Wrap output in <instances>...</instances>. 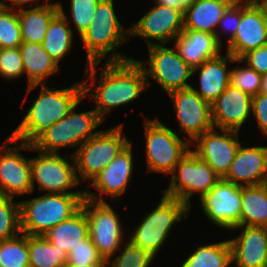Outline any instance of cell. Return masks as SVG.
Here are the masks:
<instances>
[{
    "label": "cell",
    "mask_w": 267,
    "mask_h": 267,
    "mask_svg": "<svg viewBox=\"0 0 267 267\" xmlns=\"http://www.w3.org/2000/svg\"><path fill=\"white\" fill-rule=\"evenodd\" d=\"M239 59L257 73L267 74V44L246 52Z\"/></svg>",
    "instance_id": "b9f144b4"
},
{
    "label": "cell",
    "mask_w": 267,
    "mask_h": 267,
    "mask_svg": "<svg viewBox=\"0 0 267 267\" xmlns=\"http://www.w3.org/2000/svg\"><path fill=\"white\" fill-rule=\"evenodd\" d=\"M33 151L39 153L37 157H30L33 191H35L36 183L38 190L42 192L85 194L84 190L69 191L80 184L77 180L75 160L72 154L68 153L69 157H66V155L62 156L60 152L58 154L43 153L34 148Z\"/></svg>",
    "instance_id": "8fae6325"
},
{
    "label": "cell",
    "mask_w": 267,
    "mask_h": 267,
    "mask_svg": "<svg viewBox=\"0 0 267 267\" xmlns=\"http://www.w3.org/2000/svg\"><path fill=\"white\" fill-rule=\"evenodd\" d=\"M240 226L267 227V187L242 186Z\"/></svg>",
    "instance_id": "83f0119b"
},
{
    "label": "cell",
    "mask_w": 267,
    "mask_h": 267,
    "mask_svg": "<svg viewBox=\"0 0 267 267\" xmlns=\"http://www.w3.org/2000/svg\"><path fill=\"white\" fill-rule=\"evenodd\" d=\"M179 267H230L232 253L229 240L201 244Z\"/></svg>",
    "instance_id": "4dcf8cb0"
},
{
    "label": "cell",
    "mask_w": 267,
    "mask_h": 267,
    "mask_svg": "<svg viewBox=\"0 0 267 267\" xmlns=\"http://www.w3.org/2000/svg\"><path fill=\"white\" fill-rule=\"evenodd\" d=\"M40 88L39 96L9 135L19 142L31 144L42 132L65 117L83 97L82 80L69 88L52 89L46 83L40 84Z\"/></svg>",
    "instance_id": "7a4b0ae2"
},
{
    "label": "cell",
    "mask_w": 267,
    "mask_h": 267,
    "mask_svg": "<svg viewBox=\"0 0 267 267\" xmlns=\"http://www.w3.org/2000/svg\"><path fill=\"white\" fill-rule=\"evenodd\" d=\"M263 185L267 187V163H266V172H265V176L263 179Z\"/></svg>",
    "instance_id": "c3c4849f"
},
{
    "label": "cell",
    "mask_w": 267,
    "mask_h": 267,
    "mask_svg": "<svg viewBox=\"0 0 267 267\" xmlns=\"http://www.w3.org/2000/svg\"><path fill=\"white\" fill-rule=\"evenodd\" d=\"M65 267H107V266H80V265H77V266H65Z\"/></svg>",
    "instance_id": "681fc988"
},
{
    "label": "cell",
    "mask_w": 267,
    "mask_h": 267,
    "mask_svg": "<svg viewBox=\"0 0 267 267\" xmlns=\"http://www.w3.org/2000/svg\"><path fill=\"white\" fill-rule=\"evenodd\" d=\"M22 42L17 10L0 4V48H18Z\"/></svg>",
    "instance_id": "d590c367"
},
{
    "label": "cell",
    "mask_w": 267,
    "mask_h": 267,
    "mask_svg": "<svg viewBox=\"0 0 267 267\" xmlns=\"http://www.w3.org/2000/svg\"><path fill=\"white\" fill-rule=\"evenodd\" d=\"M257 3L263 8L267 17V0H258Z\"/></svg>",
    "instance_id": "7dc6e473"
},
{
    "label": "cell",
    "mask_w": 267,
    "mask_h": 267,
    "mask_svg": "<svg viewBox=\"0 0 267 267\" xmlns=\"http://www.w3.org/2000/svg\"><path fill=\"white\" fill-rule=\"evenodd\" d=\"M63 15L58 12L50 21L45 38L42 41L44 50L57 62L72 51L74 31Z\"/></svg>",
    "instance_id": "f546056e"
},
{
    "label": "cell",
    "mask_w": 267,
    "mask_h": 267,
    "mask_svg": "<svg viewBox=\"0 0 267 267\" xmlns=\"http://www.w3.org/2000/svg\"><path fill=\"white\" fill-rule=\"evenodd\" d=\"M267 163V146H239L224 180L240 186L263 184Z\"/></svg>",
    "instance_id": "7402d4cb"
},
{
    "label": "cell",
    "mask_w": 267,
    "mask_h": 267,
    "mask_svg": "<svg viewBox=\"0 0 267 267\" xmlns=\"http://www.w3.org/2000/svg\"><path fill=\"white\" fill-rule=\"evenodd\" d=\"M24 75L20 48H0V77L15 80Z\"/></svg>",
    "instance_id": "60d3db41"
},
{
    "label": "cell",
    "mask_w": 267,
    "mask_h": 267,
    "mask_svg": "<svg viewBox=\"0 0 267 267\" xmlns=\"http://www.w3.org/2000/svg\"><path fill=\"white\" fill-rule=\"evenodd\" d=\"M129 29L130 36L142 38L147 47L156 44L167 45L184 30V9H173L155 3L137 22L132 23Z\"/></svg>",
    "instance_id": "5bb4252c"
},
{
    "label": "cell",
    "mask_w": 267,
    "mask_h": 267,
    "mask_svg": "<svg viewBox=\"0 0 267 267\" xmlns=\"http://www.w3.org/2000/svg\"><path fill=\"white\" fill-rule=\"evenodd\" d=\"M85 194L44 193L19 201L20 230L27 235H44L51 228L71 218L81 208Z\"/></svg>",
    "instance_id": "277c9868"
},
{
    "label": "cell",
    "mask_w": 267,
    "mask_h": 267,
    "mask_svg": "<svg viewBox=\"0 0 267 267\" xmlns=\"http://www.w3.org/2000/svg\"><path fill=\"white\" fill-rule=\"evenodd\" d=\"M83 99L84 97L75 103L65 117L42 132L31 143L35 150L58 154L62 148L78 149L100 131H96V128L103 124L104 120L94 109L81 113L76 112V107Z\"/></svg>",
    "instance_id": "5b68a950"
},
{
    "label": "cell",
    "mask_w": 267,
    "mask_h": 267,
    "mask_svg": "<svg viewBox=\"0 0 267 267\" xmlns=\"http://www.w3.org/2000/svg\"><path fill=\"white\" fill-rule=\"evenodd\" d=\"M29 267H65L68 253L51 244L44 235H28Z\"/></svg>",
    "instance_id": "1f68e13d"
},
{
    "label": "cell",
    "mask_w": 267,
    "mask_h": 267,
    "mask_svg": "<svg viewBox=\"0 0 267 267\" xmlns=\"http://www.w3.org/2000/svg\"><path fill=\"white\" fill-rule=\"evenodd\" d=\"M235 0H195L184 10V29L216 33L218 23Z\"/></svg>",
    "instance_id": "484cf974"
},
{
    "label": "cell",
    "mask_w": 267,
    "mask_h": 267,
    "mask_svg": "<svg viewBox=\"0 0 267 267\" xmlns=\"http://www.w3.org/2000/svg\"><path fill=\"white\" fill-rule=\"evenodd\" d=\"M100 1L101 0H70V17L64 12L61 2L58 4V9L69 24L72 22L75 28L74 30L77 31L80 38L90 26Z\"/></svg>",
    "instance_id": "836d02e7"
},
{
    "label": "cell",
    "mask_w": 267,
    "mask_h": 267,
    "mask_svg": "<svg viewBox=\"0 0 267 267\" xmlns=\"http://www.w3.org/2000/svg\"><path fill=\"white\" fill-rule=\"evenodd\" d=\"M59 12L58 6L17 10L23 42L42 43L51 19Z\"/></svg>",
    "instance_id": "f1b7e54d"
},
{
    "label": "cell",
    "mask_w": 267,
    "mask_h": 267,
    "mask_svg": "<svg viewBox=\"0 0 267 267\" xmlns=\"http://www.w3.org/2000/svg\"><path fill=\"white\" fill-rule=\"evenodd\" d=\"M23 62L24 74L28 79L27 95L38 87L45 84L46 78L58 72L60 65L44 50L42 44L34 42H22L19 46Z\"/></svg>",
    "instance_id": "d4e9b609"
},
{
    "label": "cell",
    "mask_w": 267,
    "mask_h": 267,
    "mask_svg": "<svg viewBox=\"0 0 267 267\" xmlns=\"http://www.w3.org/2000/svg\"><path fill=\"white\" fill-rule=\"evenodd\" d=\"M195 0H154V3L171 7L173 9H186L192 5Z\"/></svg>",
    "instance_id": "f6af8a7d"
},
{
    "label": "cell",
    "mask_w": 267,
    "mask_h": 267,
    "mask_svg": "<svg viewBox=\"0 0 267 267\" xmlns=\"http://www.w3.org/2000/svg\"><path fill=\"white\" fill-rule=\"evenodd\" d=\"M107 266L106 261L99 254L90 237L81 240L68 253L66 266Z\"/></svg>",
    "instance_id": "f35d334b"
},
{
    "label": "cell",
    "mask_w": 267,
    "mask_h": 267,
    "mask_svg": "<svg viewBox=\"0 0 267 267\" xmlns=\"http://www.w3.org/2000/svg\"><path fill=\"white\" fill-rule=\"evenodd\" d=\"M259 93L267 95V74L262 76L261 89Z\"/></svg>",
    "instance_id": "bcb514c9"
},
{
    "label": "cell",
    "mask_w": 267,
    "mask_h": 267,
    "mask_svg": "<svg viewBox=\"0 0 267 267\" xmlns=\"http://www.w3.org/2000/svg\"><path fill=\"white\" fill-rule=\"evenodd\" d=\"M123 128L120 123L106 130L100 129L72 153L79 183H90L130 143L123 135Z\"/></svg>",
    "instance_id": "52a82bcc"
},
{
    "label": "cell",
    "mask_w": 267,
    "mask_h": 267,
    "mask_svg": "<svg viewBox=\"0 0 267 267\" xmlns=\"http://www.w3.org/2000/svg\"><path fill=\"white\" fill-rule=\"evenodd\" d=\"M0 196V241L17 236L20 230V203Z\"/></svg>",
    "instance_id": "e575fe53"
},
{
    "label": "cell",
    "mask_w": 267,
    "mask_h": 267,
    "mask_svg": "<svg viewBox=\"0 0 267 267\" xmlns=\"http://www.w3.org/2000/svg\"><path fill=\"white\" fill-rule=\"evenodd\" d=\"M170 176L169 186L162 190V194L178 199L190 209L193 194H199L200 199L221 179L209 164L191 149L179 161Z\"/></svg>",
    "instance_id": "9c48e42d"
},
{
    "label": "cell",
    "mask_w": 267,
    "mask_h": 267,
    "mask_svg": "<svg viewBox=\"0 0 267 267\" xmlns=\"http://www.w3.org/2000/svg\"><path fill=\"white\" fill-rule=\"evenodd\" d=\"M234 63H238L236 67L230 71V85L249 94L250 96L258 95L261 89L262 76L255 70L247 66L240 59L234 58Z\"/></svg>",
    "instance_id": "8d00e7d4"
},
{
    "label": "cell",
    "mask_w": 267,
    "mask_h": 267,
    "mask_svg": "<svg viewBox=\"0 0 267 267\" xmlns=\"http://www.w3.org/2000/svg\"><path fill=\"white\" fill-rule=\"evenodd\" d=\"M12 145L9 147V145ZM3 148V149H2ZM33 151L30 143L8 136L0 146V196L14 198L33 194L30 158L19 151Z\"/></svg>",
    "instance_id": "4fadbf2b"
},
{
    "label": "cell",
    "mask_w": 267,
    "mask_h": 267,
    "mask_svg": "<svg viewBox=\"0 0 267 267\" xmlns=\"http://www.w3.org/2000/svg\"><path fill=\"white\" fill-rule=\"evenodd\" d=\"M267 44V17L263 8L251 0H242L241 21L226 52L239 59L246 52Z\"/></svg>",
    "instance_id": "d6986e66"
},
{
    "label": "cell",
    "mask_w": 267,
    "mask_h": 267,
    "mask_svg": "<svg viewBox=\"0 0 267 267\" xmlns=\"http://www.w3.org/2000/svg\"><path fill=\"white\" fill-rule=\"evenodd\" d=\"M252 116V96L228 85L225 91L212 103L213 127L240 132Z\"/></svg>",
    "instance_id": "ffe728a7"
},
{
    "label": "cell",
    "mask_w": 267,
    "mask_h": 267,
    "mask_svg": "<svg viewBox=\"0 0 267 267\" xmlns=\"http://www.w3.org/2000/svg\"><path fill=\"white\" fill-rule=\"evenodd\" d=\"M45 238L67 253L89 236L88 219L83 208L71 218L59 223L44 234Z\"/></svg>",
    "instance_id": "4316f807"
},
{
    "label": "cell",
    "mask_w": 267,
    "mask_h": 267,
    "mask_svg": "<svg viewBox=\"0 0 267 267\" xmlns=\"http://www.w3.org/2000/svg\"><path fill=\"white\" fill-rule=\"evenodd\" d=\"M118 252H120V255H116L112 260L109 259L106 262L107 267L108 265H111V267H149L155 259L149 252L131 244L128 240Z\"/></svg>",
    "instance_id": "74e56055"
},
{
    "label": "cell",
    "mask_w": 267,
    "mask_h": 267,
    "mask_svg": "<svg viewBox=\"0 0 267 267\" xmlns=\"http://www.w3.org/2000/svg\"><path fill=\"white\" fill-rule=\"evenodd\" d=\"M133 143L130 142L95 178L89 187L95 188L100 194L84 189L85 198L95 202H106L103 195H108L112 202H119L133 176L134 158Z\"/></svg>",
    "instance_id": "ac0fdd59"
},
{
    "label": "cell",
    "mask_w": 267,
    "mask_h": 267,
    "mask_svg": "<svg viewBox=\"0 0 267 267\" xmlns=\"http://www.w3.org/2000/svg\"><path fill=\"white\" fill-rule=\"evenodd\" d=\"M223 56L221 53L219 56L208 59L201 65L193 68V73H198L199 90L191 88L207 103H212L225 91L230 84V71L227 68L228 64L234 63V57L225 52ZM198 71V72H197Z\"/></svg>",
    "instance_id": "603a6c76"
},
{
    "label": "cell",
    "mask_w": 267,
    "mask_h": 267,
    "mask_svg": "<svg viewBox=\"0 0 267 267\" xmlns=\"http://www.w3.org/2000/svg\"><path fill=\"white\" fill-rule=\"evenodd\" d=\"M0 267H29L27 234L20 232L13 238L1 241Z\"/></svg>",
    "instance_id": "d6a6232c"
},
{
    "label": "cell",
    "mask_w": 267,
    "mask_h": 267,
    "mask_svg": "<svg viewBox=\"0 0 267 267\" xmlns=\"http://www.w3.org/2000/svg\"><path fill=\"white\" fill-rule=\"evenodd\" d=\"M199 201L203 214L213 225L226 230L240 226L242 186L221 178Z\"/></svg>",
    "instance_id": "9a60e30c"
},
{
    "label": "cell",
    "mask_w": 267,
    "mask_h": 267,
    "mask_svg": "<svg viewBox=\"0 0 267 267\" xmlns=\"http://www.w3.org/2000/svg\"><path fill=\"white\" fill-rule=\"evenodd\" d=\"M252 116L257 122V129L267 139V95L259 93L252 97Z\"/></svg>",
    "instance_id": "7bdbcfd3"
},
{
    "label": "cell",
    "mask_w": 267,
    "mask_h": 267,
    "mask_svg": "<svg viewBox=\"0 0 267 267\" xmlns=\"http://www.w3.org/2000/svg\"><path fill=\"white\" fill-rule=\"evenodd\" d=\"M172 44L192 68L219 56L224 49L214 34L188 29H184Z\"/></svg>",
    "instance_id": "cb8c5ba5"
},
{
    "label": "cell",
    "mask_w": 267,
    "mask_h": 267,
    "mask_svg": "<svg viewBox=\"0 0 267 267\" xmlns=\"http://www.w3.org/2000/svg\"><path fill=\"white\" fill-rule=\"evenodd\" d=\"M242 0H235L225 11L220 19L215 36L217 41L224 47L222 42L223 34H228L227 43H229L237 33L238 25L241 21ZM223 32V33H222ZM222 34V35H221Z\"/></svg>",
    "instance_id": "ab89813d"
},
{
    "label": "cell",
    "mask_w": 267,
    "mask_h": 267,
    "mask_svg": "<svg viewBox=\"0 0 267 267\" xmlns=\"http://www.w3.org/2000/svg\"><path fill=\"white\" fill-rule=\"evenodd\" d=\"M102 62L85 64L82 80L83 97L94 100V110L105 121L114 108L126 106L148 89L143 66L134 58L125 61H105L100 68L97 84V68ZM89 79L91 80L89 83Z\"/></svg>",
    "instance_id": "6da1fadb"
},
{
    "label": "cell",
    "mask_w": 267,
    "mask_h": 267,
    "mask_svg": "<svg viewBox=\"0 0 267 267\" xmlns=\"http://www.w3.org/2000/svg\"><path fill=\"white\" fill-rule=\"evenodd\" d=\"M145 148L147 172L170 175L179 161L191 149L190 143L159 118L145 117Z\"/></svg>",
    "instance_id": "ba28073f"
},
{
    "label": "cell",
    "mask_w": 267,
    "mask_h": 267,
    "mask_svg": "<svg viewBox=\"0 0 267 267\" xmlns=\"http://www.w3.org/2000/svg\"><path fill=\"white\" fill-rule=\"evenodd\" d=\"M82 208L88 219L89 237L107 262L127 241L124 238V225L108 202H95L84 198Z\"/></svg>",
    "instance_id": "7c38bea8"
},
{
    "label": "cell",
    "mask_w": 267,
    "mask_h": 267,
    "mask_svg": "<svg viewBox=\"0 0 267 267\" xmlns=\"http://www.w3.org/2000/svg\"><path fill=\"white\" fill-rule=\"evenodd\" d=\"M190 208L178 199L162 194L158 205L140 221L128 236L131 244L139 246L156 258L161 251L169 232L182 219H187Z\"/></svg>",
    "instance_id": "8992f818"
},
{
    "label": "cell",
    "mask_w": 267,
    "mask_h": 267,
    "mask_svg": "<svg viewBox=\"0 0 267 267\" xmlns=\"http://www.w3.org/2000/svg\"><path fill=\"white\" fill-rule=\"evenodd\" d=\"M148 49V61L138 60L143 66L148 89L152 82H157L167 94L190 88L189 79L193 76V68L187 64L179 55L177 49L168 48L166 44L151 45Z\"/></svg>",
    "instance_id": "30bf717a"
},
{
    "label": "cell",
    "mask_w": 267,
    "mask_h": 267,
    "mask_svg": "<svg viewBox=\"0 0 267 267\" xmlns=\"http://www.w3.org/2000/svg\"><path fill=\"white\" fill-rule=\"evenodd\" d=\"M114 0H101L97 5L93 20L80 37L86 48V65L106 61H125L131 59L116 49L130 41V29L121 24L115 12ZM117 51V52H116Z\"/></svg>",
    "instance_id": "3957f363"
},
{
    "label": "cell",
    "mask_w": 267,
    "mask_h": 267,
    "mask_svg": "<svg viewBox=\"0 0 267 267\" xmlns=\"http://www.w3.org/2000/svg\"><path fill=\"white\" fill-rule=\"evenodd\" d=\"M239 236L229 240L235 267H267V227L236 226Z\"/></svg>",
    "instance_id": "44dd1931"
},
{
    "label": "cell",
    "mask_w": 267,
    "mask_h": 267,
    "mask_svg": "<svg viewBox=\"0 0 267 267\" xmlns=\"http://www.w3.org/2000/svg\"><path fill=\"white\" fill-rule=\"evenodd\" d=\"M4 1L9 2V4H7ZM38 1L41 2L42 0H0V4L5 6V7L14 9V10L24 9L25 7L26 8H33V6H34V8L45 7V6H58V4H59L58 1L55 3H52V2L50 3V0H43L44 1V2H42L43 4H40ZM30 5H31V7H30Z\"/></svg>",
    "instance_id": "ee69618b"
},
{
    "label": "cell",
    "mask_w": 267,
    "mask_h": 267,
    "mask_svg": "<svg viewBox=\"0 0 267 267\" xmlns=\"http://www.w3.org/2000/svg\"><path fill=\"white\" fill-rule=\"evenodd\" d=\"M239 132L212 128L198 136L190 146L191 150L223 178L233 162L239 146Z\"/></svg>",
    "instance_id": "e0dca14e"
},
{
    "label": "cell",
    "mask_w": 267,
    "mask_h": 267,
    "mask_svg": "<svg viewBox=\"0 0 267 267\" xmlns=\"http://www.w3.org/2000/svg\"><path fill=\"white\" fill-rule=\"evenodd\" d=\"M174 107L176 120L179 123L181 136L191 144L198 136L213 128L211 105L201 98L191 87L175 90L167 94ZM180 132V133H179Z\"/></svg>",
    "instance_id": "2e32d148"
}]
</instances>
